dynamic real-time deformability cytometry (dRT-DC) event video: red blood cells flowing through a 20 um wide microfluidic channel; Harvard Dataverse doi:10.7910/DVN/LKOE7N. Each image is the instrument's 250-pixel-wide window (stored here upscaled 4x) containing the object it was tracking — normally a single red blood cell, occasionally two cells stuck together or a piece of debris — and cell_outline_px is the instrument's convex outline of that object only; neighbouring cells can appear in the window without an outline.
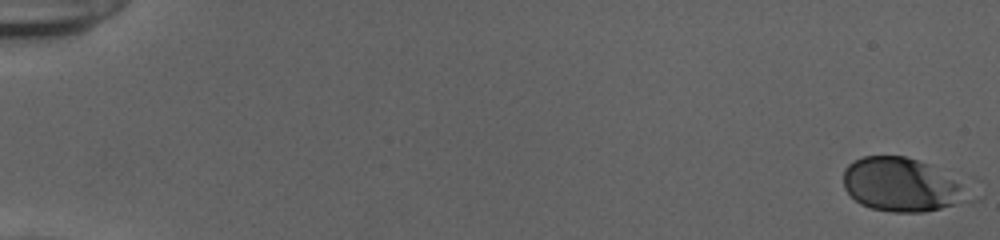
{"species": "human", "species_latin": "Homo sapiens", "temperature_condition": "cold", "stored_images_in_passage": 51, "camera_frame_rate_fps": 3000, "um_per_image_px": 0.085, "donor": {"sex": "female"}, "frame": {"image": 1, "passage_image": 1, "time_ms": 0.0, "image_size_px": [1000, 240], "cell_outline_px": [[980, 180], [976, 200], [924, 212], [892, 212], [872, 208], [860, 204], [844, 188], [844, 168], [852, 160], [864, 156], [904, 156], [976, 176]], "centroid_in_image_um": [77.1, 15.67], "position_along_channel_um": 7.9, "area_um2": 43.0}}
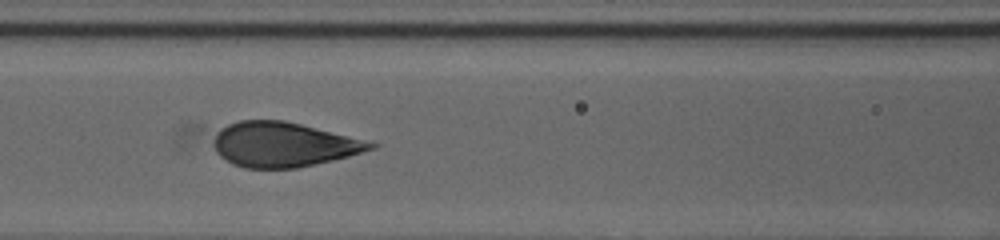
{"frame": {"image": 2, "passage_image": 26, "time_ms": 8.333, "image_size_px": [1000, 240], "cell_outline_px": [[380, 144], [376, 148], [348, 156], [332, 160], [296, 168], [244, 168], [232, 164], [220, 156], [216, 152], [212, 144], [216, 132], [220, 128], [228, 124], [240, 120], [284, 120]], "centroid_in_image_um": [24.04, 12.28], "position_along_channel_um": 142.6, "area_um2": 40.69}}
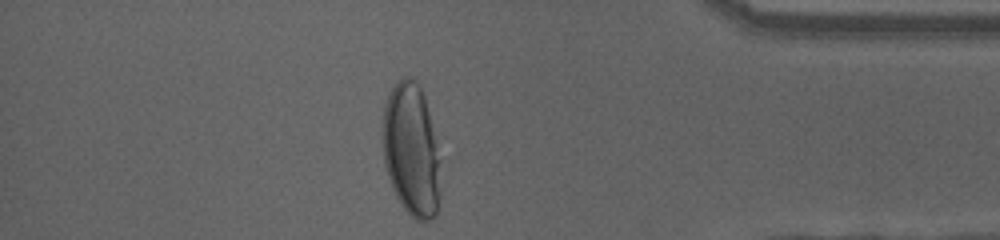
{"frame": {"image": 3, "passage_image": 48, "time_ms": 15.667, "image_size_px": [1000, 240], "cell_outline_px": [[440, 196], [436, 212], [432, 220], [416, 220], [404, 208], [396, 196], [392, 188], [384, 164], [384, 104], [392, 88], [404, 76], [408, 76], [416, 80], [424, 96], [440, 160]], "centroid_in_image_um": [34.98, 12.78], "position_along_channel_um": 400.2, "area_um2": 44.27}, "authors_computed_cell_mechanics": {"area_um2": 41.2692, "velocity_mm_per_s": 3.8468, "shape_relaxation_time_tau1_ms": 3.583, "shape_relaxation_time_tau2_ms": null, "deformation_change_tau1": 0.1515, "deformation_change_tau2": null}}